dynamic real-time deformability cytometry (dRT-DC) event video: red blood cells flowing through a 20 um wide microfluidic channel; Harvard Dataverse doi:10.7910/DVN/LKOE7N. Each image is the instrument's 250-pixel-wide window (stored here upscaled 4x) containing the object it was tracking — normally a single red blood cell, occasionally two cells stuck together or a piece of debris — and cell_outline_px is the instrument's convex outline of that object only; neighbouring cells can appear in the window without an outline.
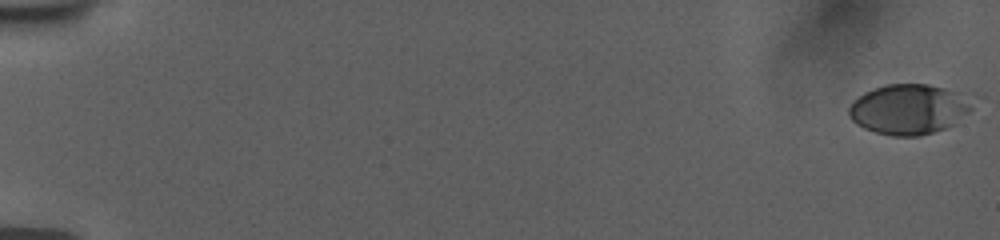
{"species": "human", "species_latin": "Homo sapiens", "temperature_condition": "room temperature", "stored_images_in_passage": 57, "camera_frame_rate_fps": 3000, "um_per_image_px": 0.085, "donor": {"sex": "female"}, "frame": {"image": 1, "passage_image": 1, "time_ms": 0.0, "image_size_px": [1000, 240], "cell_outline_px": [[984, 96], [956, 124], [920, 136], [892, 136], [876, 132], [864, 128], [856, 124], [848, 116], [848, 108], [864, 92], [888, 84], [928, 84], [972, 92]], "centroid_in_image_um": [77.45, 9.24], "position_along_channel_um": 7.5, "area_um2": 37.34}}
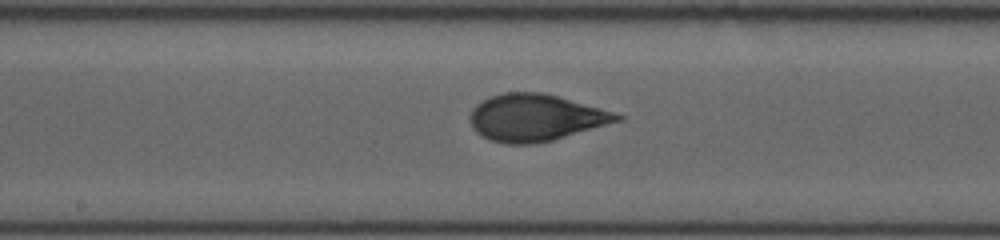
{"frame": {"image": 2, "passage_image": 32, "time_ms": 10.333, "image_size_px": [1000, 240], "cell_outline_px": [[624, 120], [552, 140], [532, 144], [504, 144], [488, 140], [480, 136], [472, 128], [468, 116], [472, 108], [476, 104], [492, 96], [504, 92], [544, 92], [616, 112], [624, 116]], "centroid_in_image_um": [45.51, 10.0], "position_along_channel_um": 202.7, "area_um2": 40.58}}
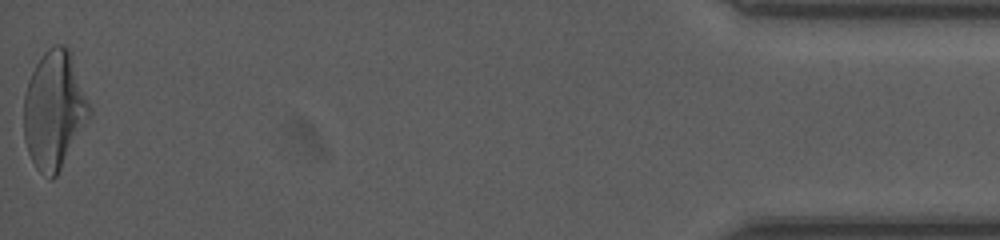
{"frame": {"image": 3, "passage_image": 57, "time_ms": 18.667, "image_size_px": [1000, 240], "cell_outline_px": [[92, 116], [56, 176], [52, 180], [48, 180], [36, 168], [28, 152], [24, 140], [24, 92], [28, 80], [36, 64], [44, 52], [48, 48], [56, 44], [64, 44], [68, 48], [92, 108]], "centroid_in_image_um": [4.62, 9.38], "position_along_channel_um": 430.6, "area_um2": 45.37}, "authors_computed_cell_mechanics": {"area_um2": 39.6508, "velocity_mm_per_s": 3.7447, "shape_relaxation_time_tau1_ms": 4.1187, "shape_relaxation_time_tau2_ms": null, "deformation_change_tau1": 0.1694, "deformation_change_tau2": null}}